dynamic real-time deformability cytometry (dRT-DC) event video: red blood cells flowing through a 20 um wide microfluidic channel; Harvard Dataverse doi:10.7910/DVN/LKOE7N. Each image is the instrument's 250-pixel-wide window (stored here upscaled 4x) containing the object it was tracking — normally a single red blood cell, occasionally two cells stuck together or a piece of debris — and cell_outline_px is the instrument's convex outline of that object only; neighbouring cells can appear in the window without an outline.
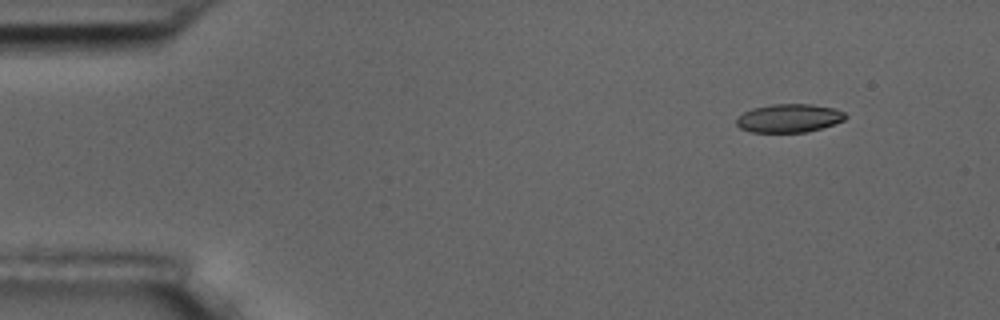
{"species": "common noctule bat (a hibernating species)", "species_latin": "Nyctalus noctula", "temperature_condition": "room temperature", "stored_images_in_passage": 5, "segment_of_instrument_passage": [1, 2], "camera_frame_rate_fps": 3000, "um_per_image_px": 0.085, "animal": {"sex": "male", "body_mass_g": 17.5, "forearm_length_mm": 52.3}, "frame": {"image": 1, "passage_image": 1, "time_ms": 0.0, "image_size_px": [1000, 320], "cell_outline_px": [[848, 116], [844, 120], [820, 128], [804, 132], [752, 132], [740, 128], [736, 124], [736, 120], [744, 112], [752, 108], [772, 104], [812, 104], [836, 108], [844, 112]], "centroid_in_image_um": [67.08, 10.03], "position_along_channel_um": 17.9, "area_um2": 17.98}}
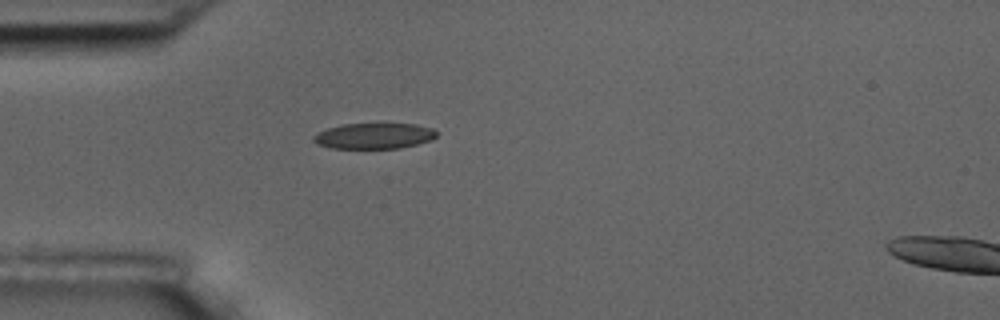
{"frame": {"image": 2, "passage_image": 4, "time_ms": 3.333, "image_size_px": [1000, 320], "cell_outline_px": [[436, 136], [432, 140], [400, 148], [328, 148], [316, 144], [312, 140], [312, 136], [328, 128], [344, 124], [416, 124], [432, 128], [436, 132]], "centroid_in_image_um": [31.77, 11.56], "position_along_channel_um": 53.2, "area_um2": 18.38}}